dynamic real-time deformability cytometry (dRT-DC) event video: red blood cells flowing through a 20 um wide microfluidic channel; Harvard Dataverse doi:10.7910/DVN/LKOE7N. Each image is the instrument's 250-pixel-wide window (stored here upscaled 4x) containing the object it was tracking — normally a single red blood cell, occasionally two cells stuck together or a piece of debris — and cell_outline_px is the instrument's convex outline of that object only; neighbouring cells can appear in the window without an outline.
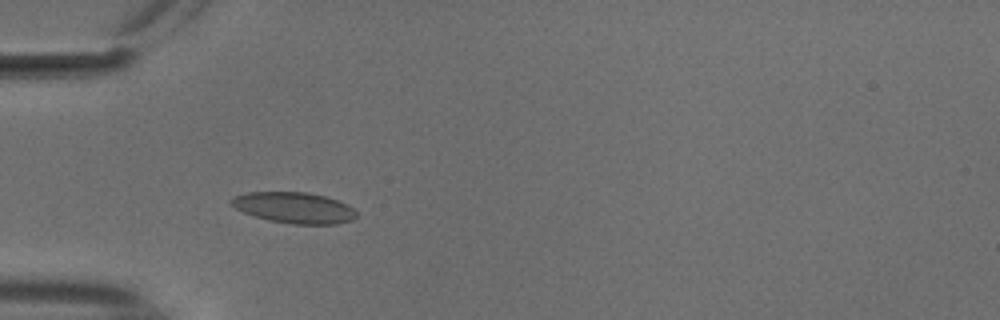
{"species": "common noctule bat (a hibernating species)", "species_latin": "Nyctalus noctula", "temperature_condition": "cold", "stored_images_in_passage": 51, "camera_frame_rate_fps": 3000, "um_per_image_px": 0.085, "animal": {"sex": "male", "body_mass_g": 18.8}, "frame": {"image": 1, "passage_image": 14, "time_ms": 4.333, "image_size_px": [1000, 320], "cell_outline_px": [[356, 216], [352, 220], [336, 224], [292, 224], [268, 220], [244, 212], [228, 204], [228, 200], [232, 196], [248, 192], [308, 192], [324, 196], [348, 204], [356, 212]], "centroid_in_image_um": [24.96, 17.65], "position_along_channel_um": 60.0, "area_um2": 22.66}}
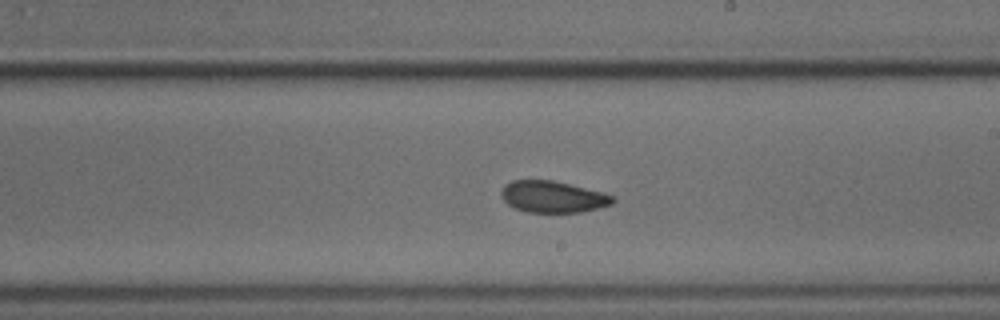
{"frame": {"image": 2, "passage_image": 29, "time_ms": 9.333, "image_size_px": [1000, 320], "cell_outline_px": [[616, 200], [612, 204], [580, 212], [528, 212], [516, 208], [508, 204], [500, 196], [500, 192], [504, 184], [512, 180], [552, 180], [600, 192], [612, 196]], "centroid_in_image_um": [46.93, 16.72], "position_along_channel_um": 242.1, "area_um2": 20.23}}
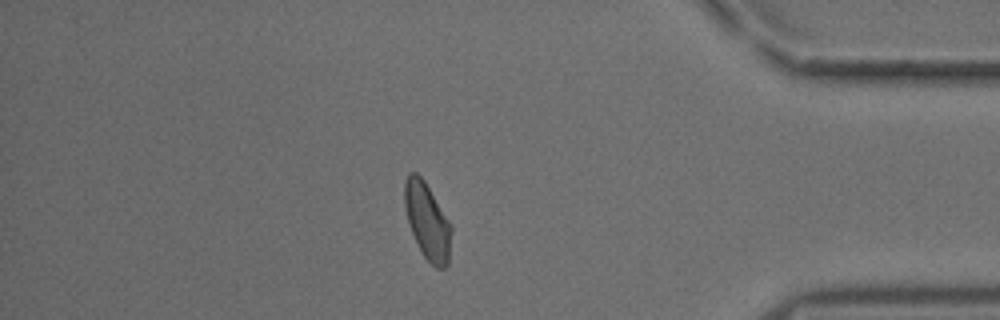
{"frame": {"image": 3, "passage_image": 44, "time_ms": 14.333, "image_size_px": [1000, 320], "cell_outline_px": [[452, 232], [448, 264], [444, 268], [436, 268], [424, 256], [408, 224], [404, 208], [404, 180], [408, 172], [416, 172], [424, 180], [452, 224]], "centroid_in_image_um": [36.32, 18.76], "position_along_channel_um": 398.9, "area_um2": 20.98}, "authors_computed_cell_mechanics": {"area_um2": 21.0392, "velocity_mm_per_s": 3.7303, "shape_relaxation_time_tau1_ms": 9.9938, "shape_relaxation_time_tau2_ms": 2.0401, "deformation_change_tau1": 0.1565, "deformation_change_tau2": 0.0592}}